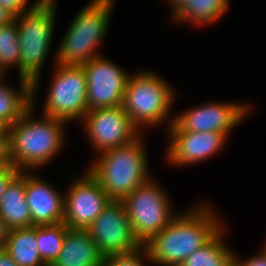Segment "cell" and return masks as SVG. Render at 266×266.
<instances>
[{
	"label": "cell",
	"mask_w": 266,
	"mask_h": 266,
	"mask_svg": "<svg viewBox=\"0 0 266 266\" xmlns=\"http://www.w3.org/2000/svg\"><path fill=\"white\" fill-rule=\"evenodd\" d=\"M209 202L198 200L190 208L181 209L161 232L144 244L152 265L180 266L225 225L218 209Z\"/></svg>",
	"instance_id": "cell-1"
},
{
	"label": "cell",
	"mask_w": 266,
	"mask_h": 266,
	"mask_svg": "<svg viewBox=\"0 0 266 266\" xmlns=\"http://www.w3.org/2000/svg\"><path fill=\"white\" fill-rule=\"evenodd\" d=\"M35 112L31 106L9 126L11 165L18 171L37 172L47 167L58 158L66 143L68 122L43 114L38 118Z\"/></svg>",
	"instance_id": "cell-2"
},
{
	"label": "cell",
	"mask_w": 266,
	"mask_h": 266,
	"mask_svg": "<svg viewBox=\"0 0 266 266\" xmlns=\"http://www.w3.org/2000/svg\"><path fill=\"white\" fill-rule=\"evenodd\" d=\"M57 0H40L16 17L20 42V78L32 83V106L37 110L41 75L51 53L57 20Z\"/></svg>",
	"instance_id": "cell-3"
},
{
	"label": "cell",
	"mask_w": 266,
	"mask_h": 266,
	"mask_svg": "<svg viewBox=\"0 0 266 266\" xmlns=\"http://www.w3.org/2000/svg\"><path fill=\"white\" fill-rule=\"evenodd\" d=\"M177 93L173 85L156 71L144 68L135 70L127 81L124 111L141 133H145L147 128H160L163 125L168 129L174 122L172 109Z\"/></svg>",
	"instance_id": "cell-4"
},
{
	"label": "cell",
	"mask_w": 266,
	"mask_h": 266,
	"mask_svg": "<svg viewBox=\"0 0 266 266\" xmlns=\"http://www.w3.org/2000/svg\"><path fill=\"white\" fill-rule=\"evenodd\" d=\"M144 139L142 133L130 144L99 153L86 169L112 200H122L152 177Z\"/></svg>",
	"instance_id": "cell-5"
},
{
	"label": "cell",
	"mask_w": 266,
	"mask_h": 266,
	"mask_svg": "<svg viewBox=\"0 0 266 266\" xmlns=\"http://www.w3.org/2000/svg\"><path fill=\"white\" fill-rule=\"evenodd\" d=\"M69 23L56 47L52 65H82L100 53L105 42L116 0H90Z\"/></svg>",
	"instance_id": "cell-6"
},
{
	"label": "cell",
	"mask_w": 266,
	"mask_h": 266,
	"mask_svg": "<svg viewBox=\"0 0 266 266\" xmlns=\"http://www.w3.org/2000/svg\"><path fill=\"white\" fill-rule=\"evenodd\" d=\"M160 183L152 176L121 200L135 237L142 245L161 232L181 211L173 207L170 195Z\"/></svg>",
	"instance_id": "cell-7"
},
{
	"label": "cell",
	"mask_w": 266,
	"mask_h": 266,
	"mask_svg": "<svg viewBox=\"0 0 266 266\" xmlns=\"http://www.w3.org/2000/svg\"><path fill=\"white\" fill-rule=\"evenodd\" d=\"M51 82L41 114L72 123L82 121L88 112L87 79L81 65L51 66Z\"/></svg>",
	"instance_id": "cell-8"
},
{
	"label": "cell",
	"mask_w": 266,
	"mask_h": 266,
	"mask_svg": "<svg viewBox=\"0 0 266 266\" xmlns=\"http://www.w3.org/2000/svg\"><path fill=\"white\" fill-rule=\"evenodd\" d=\"M236 101V102H235ZM207 101L174 113V122L166 131L221 132L228 138L253 111L252 103ZM178 113V114H177Z\"/></svg>",
	"instance_id": "cell-9"
},
{
	"label": "cell",
	"mask_w": 266,
	"mask_h": 266,
	"mask_svg": "<svg viewBox=\"0 0 266 266\" xmlns=\"http://www.w3.org/2000/svg\"><path fill=\"white\" fill-rule=\"evenodd\" d=\"M81 127L95 155L130 144L142 134L124 111L123 105L88 111L81 121Z\"/></svg>",
	"instance_id": "cell-10"
},
{
	"label": "cell",
	"mask_w": 266,
	"mask_h": 266,
	"mask_svg": "<svg viewBox=\"0 0 266 266\" xmlns=\"http://www.w3.org/2000/svg\"><path fill=\"white\" fill-rule=\"evenodd\" d=\"M71 176L64 193L63 223L70 229L86 230L112 199L87 170L82 176Z\"/></svg>",
	"instance_id": "cell-11"
},
{
	"label": "cell",
	"mask_w": 266,
	"mask_h": 266,
	"mask_svg": "<svg viewBox=\"0 0 266 266\" xmlns=\"http://www.w3.org/2000/svg\"><path fill=\"white\" fill-rule=\"evenodd\" d=\"M107 58L102 55L81 65L87 79L88 111L123 105L131 73Z\"/></svg>",
	"instance_id": "cell-12"
},
{
	"label": "cell",
	"mask_w": 266,
	"mask_h": 266,
	"mask_svg": "<svg viewBox=\"0 0 266 266\" xmlns=\"http://www.w3.org/2000/svg\"><path fill=\"white\" fill-rule=\"evenodd\" d=\"M86 230L104 257L130 252L142 245L121 200H111Z\"/></svg>",
	"instance_id": "cell-13"
},
{
	"label": "cell",
	"mask_w": 266,
	"mask_h": 266,
	"mask_svg": "<svg viewBox=\"0 0 266 266\" xmlns=\"http://www.w3.org/2000/svg\"><path fill=\"white\" fill-rule=\"evenodd\" d=\"M164 161L168 166L187 167L206 162L226 148L228 137L221 132L167 131Z\"/></svg>",
	"instance_id": "cell-14"
},
{
	"label": "cell",
	"mask_w": 266,
	"mask_h": 266,
	"mask_svg": "<svg viewBox=\"0 0 266 266\" xmlns=\"http://www.w3.org/2000/svg\"><path fill=\"white\" fill-rule=\"evenodd\" d=\"M36 174L35 171H26L25 198L31 214L32 226L62 223L64 192Z\"/></svg>",
	"instance_id": "cell-15"
},
{
	"label": "cell",
	"mask_w": 266,
	"mask_h": 266,
	"mask_svg": "<svg viewBox=\"0 0 266 266\" xmlns=\"http://www.w3.org/2000/svg\"><path fill=\"white\" fill-rule=\"evenodd\" d=\"M103 254L87 230H66L62 250L53 263L55 266H102Z\"/></svg>",
	"instance_id": "cell-16"
},
{
	"label": "cell",
	"mask_w": 266,
	"mask_h": 266,
	"mask_svg": "<svg viewBox=\"0 0 266 266\" xmlns=\"http://www.w3.org/2000/svg\"><path fill=\"white\" fill-rule=\"evenodd\" d=\"M26 171H19L6 186L0 199V218L9 230L32 227V218L25 198Z\"/></svg>",
	"instance_id": "cell-17"
},
{
	"label": "cell",
	"mask_w": 266,
	"mask_h": 266,
	"mask_svg": "<svg viewBox=\"0 0 266 266\" xmlns=\"http://www.w3.org/2000/svg\"><path fill=\"white\" fill-rule=\"evenodd\" d=\"M5 77L0 74V125L9 127L32 106V83L19 77L15 88Z\"/></svg>",
	"instance_id": "cell-18"
},
{
	"label": "cell",
	"mask_w": 266,
	"mask_h": 266,
	"mask_svg": "<svg viewBox=\"0 0 266 266\" xmlns=\"http://www.w3.org/2000/svg\"><path fill=\"white\" fill-rule=\"evenodd\" d=\"M230 2V0H187L170 17V23L193 25L192 27L196 28H206L207 25L210 27L226 15L231 6Z\"/></svg>",
	"instance_id": "cell-19"
},
{
	"label": "cell",
	"mask_w": 266,
	"mask_h": 266,
	"mask_svg": "<svg viewBox=\"0 0 266 266\" xmlns=\"http://www.w3.org/2000/svg\"><path fill=\"white\" fill-rule=\"evenodd\" d=\"M18 266H43L36 240V226L15 228L8 232L4 248Z\"/></svg>",
	"instance_id": "cell-20"
},
{
	"label": "cell",
	"mask_w": 266,
	"mask_h": 266,
	"mask_svg": "<svg viewBox=\"0 0 266 266\" xmlns=\"http://www.w3.org/2000/svg\"><path fill=\"white\" fill-rule=\"evenodd\" d=\"M225 224L205 245L188 256L180 266H226L233 258L234 249L225 241Z\"/></svg>",
	"instance_id": "cell-21"
},
{
	"label": "cell",
	"mask_w": 266,
	"mask_h": 266,
	"mask_svg": "<svg viewBox=\"0 0 266 266\" xmlns=\"http://www.w3.org/2000/svg\"><path fill=\"white\" fill-rule=\"evenodd\" d=\"M67 229L68 227L63 222L36 226L39 256L45 263H54L58 258Z\"/></svg>",
	"instance_id": "cell-22"
},
{
	"label": "cell",
	"mask_w": 266,
	"mask_h": 266,
	"mask_svg": "<svg viewBox=\"0 0 266 266\" xmlns=\"http://www.w3.org/2000/svg\"><path fill=\"white\" fill-rule=\"evenodd\" d=\"M19 41L16 19L0 27V74H7L9 69L14 68L18 70V77H20L21 47Z\"/></svg>",
	"instance_id": "cell-23"
},
{
	"label": "cell",
	"mask_w": 266,
	"mask_h": 266,
	"mask_svg": "<svg viewBox=\"0 0 266 266\" xmlns=\"http://www.w3.org/2000/svg\"><path fill=\"white\" fill-rule=\"evenodd\" d=\"M151 263L146 246L141 245L130 252L105 256L102 266H150Z\"/></svg>",
	"instance_id": "cell-24"
},
{
	"label": "cell",
	"mask_w": 266,
	"mask_h": 266,
	"mask_svg": "<svg viewBox=\"0 0 266 266\" xmlns=\"http://www.w3.org/2000/svg\"><path fill=\"white\" fill-rule=\"evenodd\" d=\"M31 0H0V7L6 9L15 18L19 17L23 12L34 7L40 0H33L31 5L29 4Z\"/></svg>",
	"instance_id": "cell-25"
},
{
	"label": "cell",
	"mask_w": 266,
	"mask_h": 266,
	"mask_svg": "<svg viewBox=\"0 0 266 266\" xmlns=\"http://www.w3.org/2000/svg\"><path fill=\"white\" fill-rule=\"evenodd\" d=\"M0 163H11L10 128L0 125Z\"/></svg>",
	"instance_id": "cell-26"
},
{
	"label": "cell",
	"mask_w": 266,
	"mask_h": 266,
	"mask_svg": "<svg viewBox=\"0 0 266 266\" xmlns=\"http://www.w3.org/2000/svg\"><path fill=\"white\" fill-rule=\"evenodd\" d=\"M236 250L234 251L233 258L240 264V266H266V247L263 245L259 253L251 257L241 258ZM242 259V260H241Z\"/></svg>",
	"instance_id": "cell-27"
},
{
	"label": "cell",
	"mask_w": 266,
	"mask_h": 266,
	"mask_svg": "<svg viewBox=\"0 0 266 266\" xmlns=\"http://www.w3.org/2000/svg\"><path fill=\"white\" fill-rule=\"evenodd\" d=\"M18 172L11 163H0V199L3 196L6 186Z\"/></svg>",
	"instance_id": "cell-28"
},
{
	"label": "cell",
	"mask_w": 266,
	"mask_h": 266,
	"mask_svg": "<svg viewBox=\"0 0 266 266\" xmlns=\"http://www.w3.org/2000/svg\"><path fill=\"white\" fill-rule=\"evenodd\" d=\"M15 17L3 7H0V27L10 24Z\"/></svg>",
	"instance_id": "cell-29"
},
{
	"label": "cell",
	"mask_w": 266,
	"mask_h": 266,
	"mask_svg": "<svg viewBox=\"0 0 266 266\" xmlns=\"http://www.w3.org/2000/svg\"><path fill=\"white\" fill-rule=\"evenodd\" d=\"M9 229L5 222L0 218V249H4L8 238Z\"/></svg>",
	"instance_id": "cell-30"
},
{
	"label": "cell",
	"mask_w": 266,
	"mask_h": 266,
	"mask_svg": "<svg viewBox=\"0 0 266 266\" xmlns=\"http://www.w3.org/2000/svg\"><path fill=\"white\" fill-rule=\"evenodd\" d=\"M0 266H18L5 249H0Z\"/></svg>",
	"instance_id": "cell-31"
},
{
	"label": "cell",
	"mask_w": 266,
	"mask_h": 266,
	"mask_svg": "<svg viewBox=\"0 0 266 266\" xmlns=\"http://www.w3.org/2000/svg\"><path fill=\"white\" fill-rule=\"evenodd\" d=\"M167 7H170V14L169 16H172L187 0H163Z\"/></svg>",
	"instance_id": "cell-32"
},
{
	"label": "cell",
	"mask_w": 266,
	"mask_h": 266,
	"mask_svg": "<svg viewBox=\"0 0 266 266\" xmlns=\"http://www.w3.org/2000/svg\"><path fill=\"white\" fill-rule=\"evenodd\" d=\"M226 266H240V264L232 258Z\"/></svg>",
	"instance_id": "cell-33"
},
{
	"label": "cell",
	"mask_w": 266,
	"mask_h": 266,
	"mask_svg": "<svg viewBox=\"0 0 266 266\" xmlns=\"http://www.w3.org/2000/svg\"><path fill=\"white\" fill-rule=\"evenodd\" d=\"M43 266H55L53 263H45Z\"/></svg>",
	"instance_id": "cell-34"
}]
</instances>
